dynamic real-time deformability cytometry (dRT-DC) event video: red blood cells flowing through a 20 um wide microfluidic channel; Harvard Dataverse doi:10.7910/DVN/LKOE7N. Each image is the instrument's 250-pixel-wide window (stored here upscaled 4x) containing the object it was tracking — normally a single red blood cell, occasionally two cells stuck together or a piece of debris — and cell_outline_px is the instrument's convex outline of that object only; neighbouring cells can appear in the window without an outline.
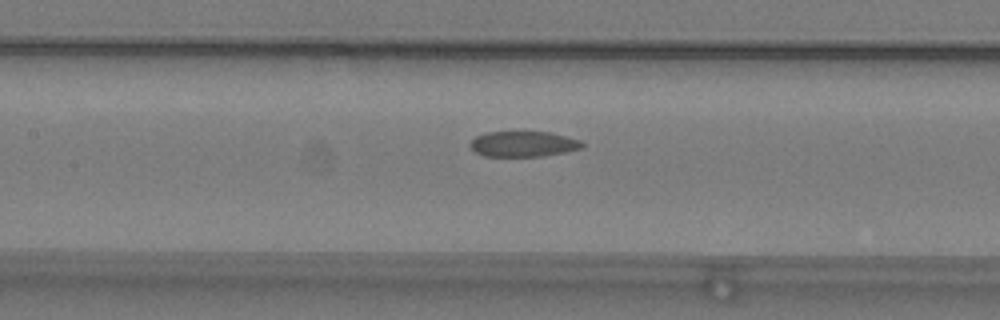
{"species": "common noctule bat (a hibernating species)", "species_latin": "Nyctalus noctula", "temperature_condition": "warm", "stored_images_in_passage": 40, "camera_frame_rate_fps": 3000, "um_per_image_px": 0.085, "animal": {"sex": "male", "body_mass_g": 19.2, "forearm_length_mm": 51.8}, "frame": {"image": 1, "passage_image": 10, "time_ms": 3.0, "image_size_px": [1000, 320], "cell_outline_px": [[584, 148], [544, 156], [484, 156], [476, 152], [468, 144], [476, 136], [484, 132], [552, 132], [580, 140], [584, 144]], "centroid_in_image_um": [44.49, 12.23], "position_along_channel_um": 162.9, "area_um2": 16.7}}
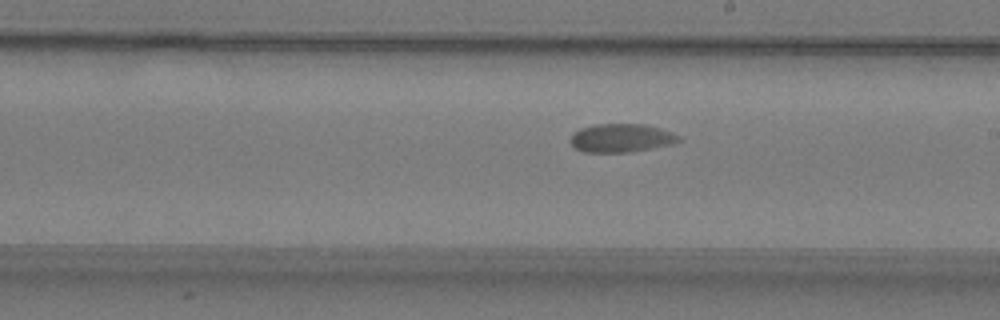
{"frame": {"image": 2, "passage_image": 16, "time_ms": 5.0, "image_size_px": [1000, 320], "cell_outline_px": [[680, 140], [672, 144], [628, 152], [584, 152], [576, 148], [572, 144], [572, 132], [580, 128], [596, 124], [644, 124], [660, 128], [672, 132], [680, 136]], "centroid_in_image_um": [52.81, 11.72], "position_along_channel_um": 236.2, "area_um2": 17.8}}
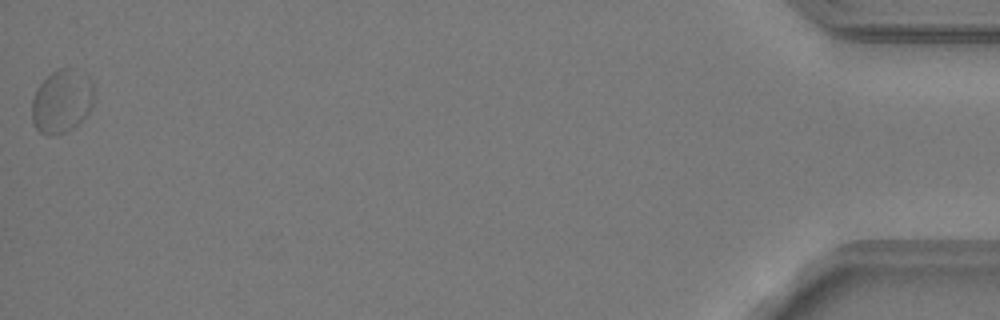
{"frame": {"image": 3, "passage_image": 40, "time_ms": 13.0, "image_size_px": [1000, 320], "cell_outline_px": [[92, 100], [88, 112], [72, 128], [64, 132], [40, 132], [32, 124], [32, 100], [40, 84], [52, 72], [60, 68], [68, 68], [84, 72], [88, 76], [92, 84]], "centroid_in_image_um": [5.24, 8.56], "position_along_channel_um": 430.0, "area_um2": 22.14}, "authors_computed_cell_mechanics": {"area_um2": 18.0625, "velocity_mm_per_s": 3.6838, "shape_relaxation_time_tau1_ms": 9.3152, "shape_relaxation_time_tau2_ms": null, "deformation_change_tau1": 0.1384, "deformation_change_tau2": null}}